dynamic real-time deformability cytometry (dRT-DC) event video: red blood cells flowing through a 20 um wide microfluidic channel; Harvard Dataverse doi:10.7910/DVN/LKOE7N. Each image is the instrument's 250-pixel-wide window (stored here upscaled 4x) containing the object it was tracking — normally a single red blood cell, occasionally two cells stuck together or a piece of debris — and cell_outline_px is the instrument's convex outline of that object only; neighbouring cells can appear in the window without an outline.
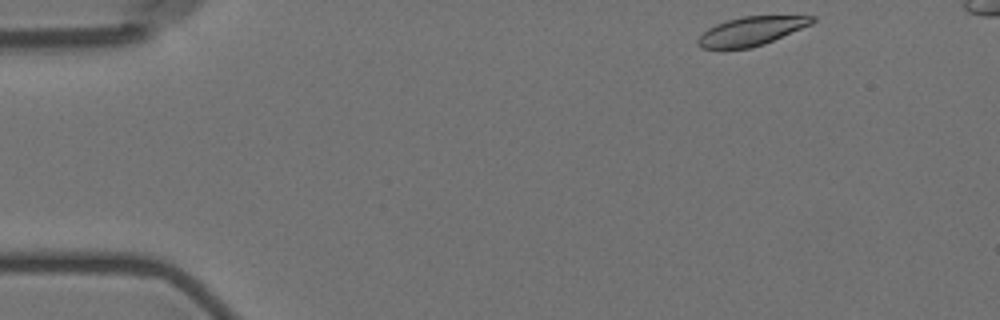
{"species": "Egyptian fruit bat (a non-hibernating species)", "species_latin": "Rousettus aegyptiacus", "temperature_condition": "room temperature", "stored_images_in_passage": 5, "camera_frame_rate_fps": 3000, "um_per_image_px": 0.085, "animal": {"sex": "female"}, "frame": {"image": 1, "passage_image": 1, "time_ms": 0.0, "image_size_px": [1000, 320], "cell_outline_px": [[816, 20], [812, 24], [764, 44], [752, 48], [700, 48], [696, 44], [696, 40], [708, 28], [716, 24], [728, 20], [744, 16], [816, 16]], "centroid_in_image_um": [63.86, 2.65], "position_along_channel_um": 21.1, "area_um2": 19.02}}
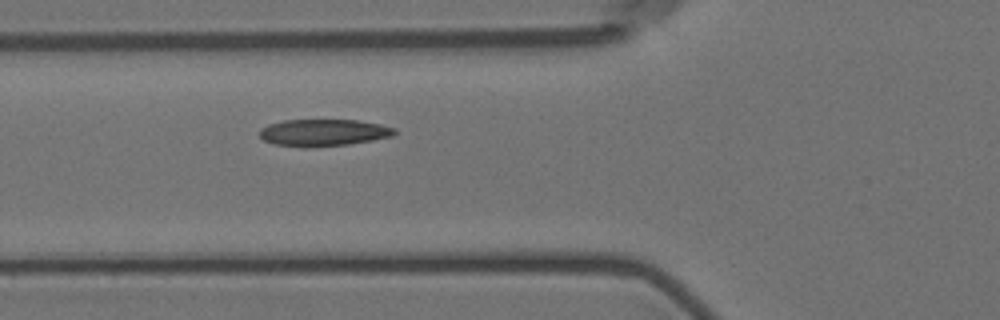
{"frame": {"image": 2, "passage_image": 5, "time_ms": 4.667, "image_size_px": [1000, 320], "cell_outline_px": [[396, 132], [392, 136], [372, 140], [348, 144], [308, 148], [304, 148], [276, 144], [264, 140], [260, 136], [260, 128], [268, 124], [284, 120], [356, 120], [380, 124], [396, 128]], "centroid_in_image_um": [27.48, 11.27], "position_along_channel_um": 98.3, "area_um2": 21.21}}